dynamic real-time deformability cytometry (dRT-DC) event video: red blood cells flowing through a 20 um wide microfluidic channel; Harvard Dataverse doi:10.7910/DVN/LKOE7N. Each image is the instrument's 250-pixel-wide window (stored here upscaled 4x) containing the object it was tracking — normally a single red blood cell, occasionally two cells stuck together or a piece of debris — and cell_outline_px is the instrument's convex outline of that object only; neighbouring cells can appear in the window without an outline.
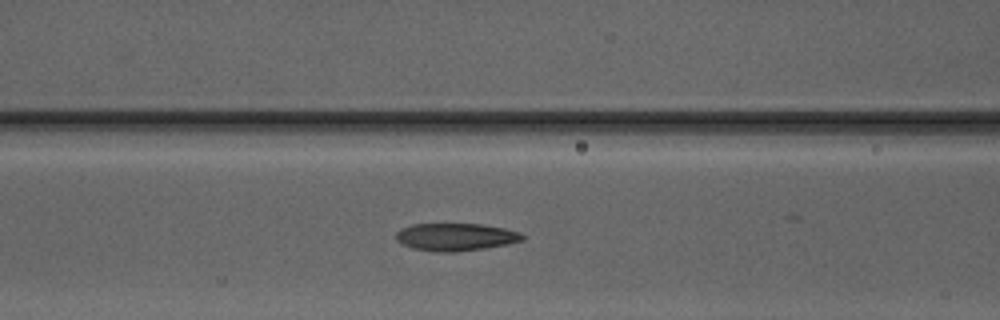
{"species": "Egyptian fruit bat (a non-hibernating species)", "species_latin": "Rousettus aegyptiacus", "temperature_condition": "warm", "stored_images_in_passage": 43, "camera_frame_rate_fps": 3000, "um_per_image_px": 0.085, "animal": {"sex": "male"}, "frame": {"image": 1, "passage_image": 23, "time_ms": 7.333, "image_size_px": [1000, 320], "cell_outline_px": [[524, 240], [508, 244], [484, 248], [456, 252], [436, 252], [412, 248], [400, 244], [396, 240], [396, 232], [400, 228], [412, 224], [480, 224], [504, 228], [520, 232], [524, 236]], "centroid_in_image_um": [38.7, 20.14], "position_along_channel_um": 127.9, "area_um2": 20.46}}
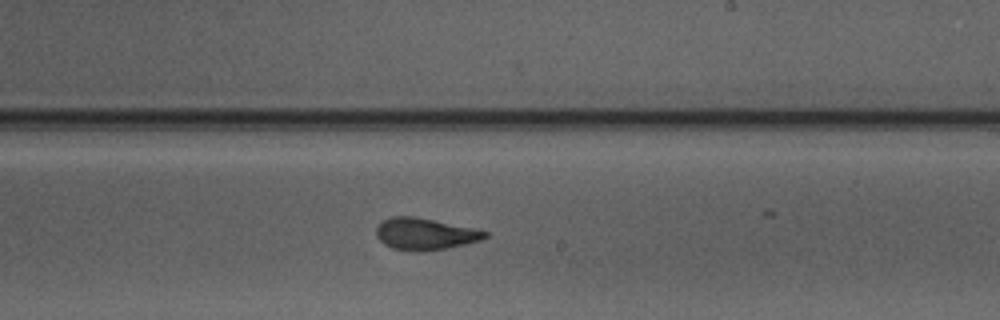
{"frame": {"image": 2, "passage_image": 32, "time_ms": 10.333, "image_size_px": [1000, 320], "cell_outline_px": [[488, 236], [480, 240], [464, 244], [444, 248], [420, 252], [392, 248], [384, 244], [376, 236], [376, 228], [384, 220], [392, 216], [416, 216], [488, 232]], "centroid_in_image_um": [36.08, 19.88], "position_along_channel_um": 252.9, "area_um2": 19.77}}
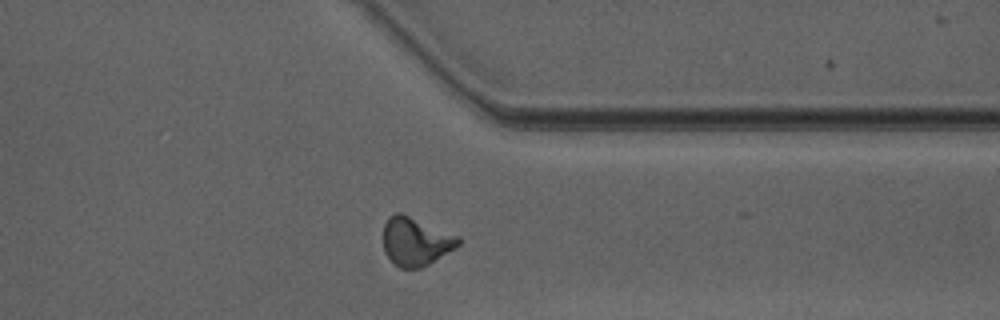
{"frame": {"image": 3, "passage_image": 41, "time_ms": 13.333, "image_size_px": [1000, 320], "cell_outline_px": [[460, 244], [428, 264], [420, 268], [400, 268], [384, 252], [384, 224], [388, 216], [396, 212], [400, 212], [460, 236]], "centroid_in_image_um": [35.32, 20.5], "position_along_channel_um": 376.1, "area_um2": 20.92}}